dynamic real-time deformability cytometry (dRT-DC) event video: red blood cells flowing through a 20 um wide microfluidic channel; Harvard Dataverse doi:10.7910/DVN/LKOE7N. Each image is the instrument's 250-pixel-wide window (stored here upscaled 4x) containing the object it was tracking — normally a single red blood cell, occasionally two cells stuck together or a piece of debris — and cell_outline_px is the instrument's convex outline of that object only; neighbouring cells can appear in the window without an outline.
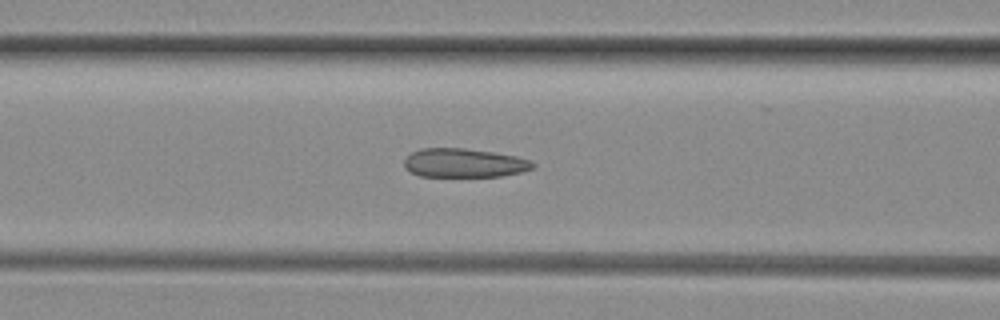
{"species": "common noctule bat (a hibernating species)", "species_latin": "Nyctalus noctula", "temperature_condition": "room temperature", "stored_images_in_passage": 22, "camera_frame_rate_fps": 3000, "um_per_image_px": 0.085, "animal": {"sex": "female", "body_mass_g": 29.2, "forearm_length_mm": 56.3}, "frame": {"image": 1, "passage_image": 19, "time_ms": 6.0, "image_size_px": [1000, 320], "cell_outline_px": [[536, 164], [532, 168], [520, 172], [500, 176], [420, 176], [404, 168], [404, 160], [412, 152], [420, 148], [464, 148], [492, 152], [516, 156], [532, 160]], "centroid_in_image_um": [39.45, 13.84], "position_along_channel_um": 127.2, "area_um2": 21.56}}
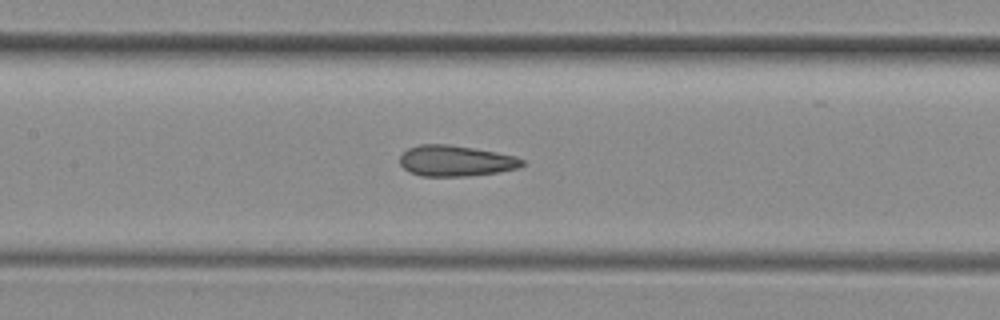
{"frame": {"image": 2, "passage_image": 22, "time_ms": 7.0, "image_size_px": [1000, 320], "cell_outline_px": [[524, 164], [520, 168], [496, 172], [468, 176], [420, 176], [408, 172], [400, 164], [400, 156], [408, 148], [420, 144], [448, 144], [496, 152], [516, 156], [524, 160]], "centroid_in_image_um": [38.72, 13.67], "position_along_channel_um": 168.7, "area_um2": 22.02}}